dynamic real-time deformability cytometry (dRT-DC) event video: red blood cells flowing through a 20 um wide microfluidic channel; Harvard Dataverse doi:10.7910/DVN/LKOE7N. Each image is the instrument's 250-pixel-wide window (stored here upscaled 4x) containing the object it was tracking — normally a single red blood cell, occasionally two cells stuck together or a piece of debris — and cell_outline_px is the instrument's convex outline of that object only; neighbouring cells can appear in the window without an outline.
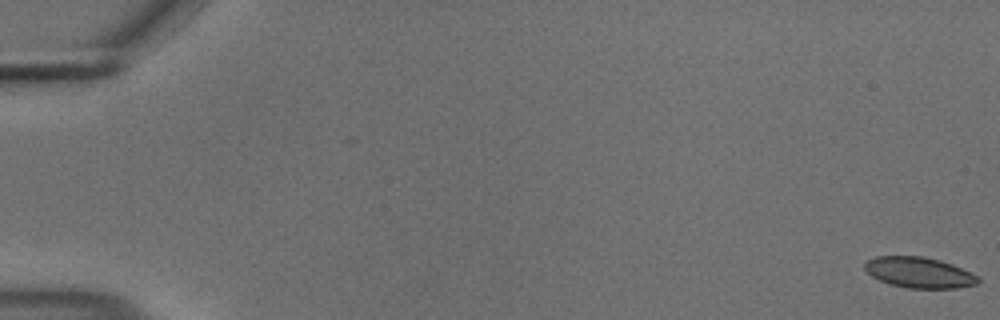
{"species": "common noctule bat (a hibernating species)", "species_latin": "Nyctalus noctula", "temperature_condition": "cold", "stored_images_in_passage": 25, "camera_frame_rate_fps": 3000, "um_per_image_px": 0.085, "animal": {"sex": "male", "body_mass_g": 18.8}, "frame": {"image": 1, "passage_image": 1, "time_ms": 0.0, "image_size_px": [1000, 320], "cell_outline_px": [[980, 280], [976, 284], [956, 288], [908, 288], [892, 284], [880, 280], [872, 276], [864, 268], [864, 264], [868, 260], [876, 256], [924, 256], [940, 260], [952, 264], [976, 276]], "centroid_in_image_um": [78.1, 23.15], "position_along_channel_um": 6.9, "area_um2": 20.0}}
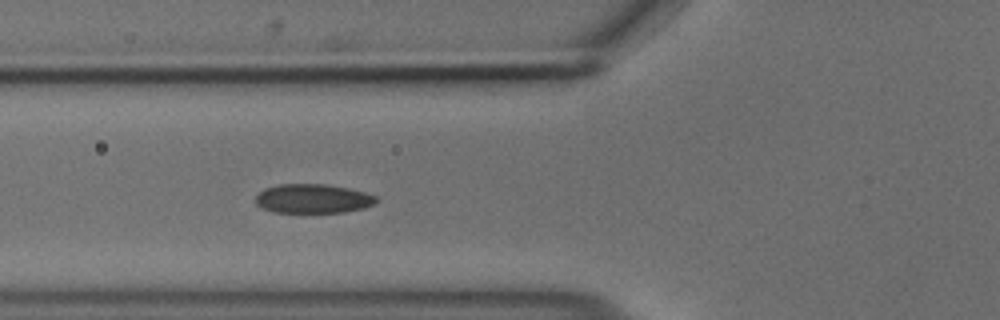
{"frame": {"image": 2, "passage_image": 22, "time_ms": 7.0, "image_size_px": [1000, 320], "cell_outline_px": [[380, 200], [376, 204], [364, 208], [344, 212], [272, 212], [260, 208], [256, 204], [256, 196], [264, 188], [280, 184], [324, 184], [348, 188], [364, 192], [376, 196]], "centroid_in_image_um": [26.61, 16.89], "position_along_channel_um": 99.2, "area_um2": 20.63}}
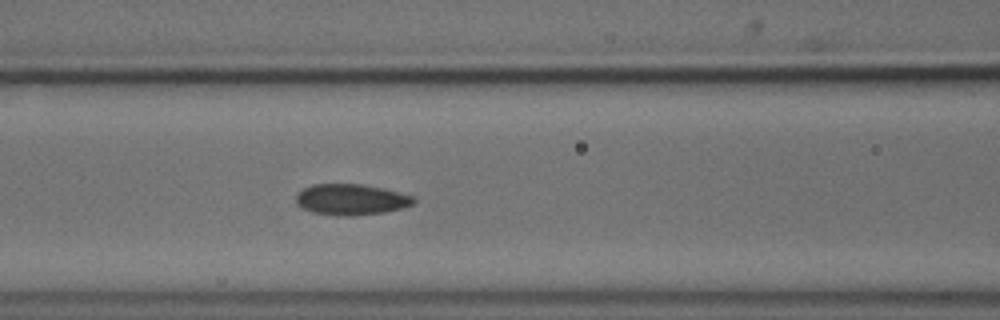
{"frame": {"image": 3, "passage_image": 25, "time_ms": 8.0, "image_size_px": [1000, 320], "cell_outline_px": [[416, 200], [412, 204], [404, 208], [384, 212], [352, 216], [340, 216], [312, 212], [296, 204], [296, 196], [304, 188], [312, 184], [360, 184], [384, 188], [412, 196]], "centroid_in_image_um": [29.85, 16.96], "position_along_channel_um": 136.8, "area_um2": 21.15}}